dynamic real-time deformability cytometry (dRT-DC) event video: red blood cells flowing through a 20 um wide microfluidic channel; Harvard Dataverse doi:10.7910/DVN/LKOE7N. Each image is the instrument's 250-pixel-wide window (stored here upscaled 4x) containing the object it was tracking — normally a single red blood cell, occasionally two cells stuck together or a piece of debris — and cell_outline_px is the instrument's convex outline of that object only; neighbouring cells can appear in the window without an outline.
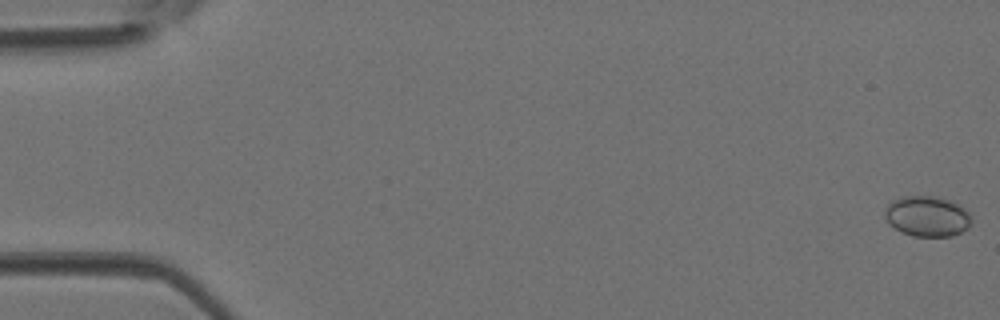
{"species": "Egyptian fruit bat (a non-hibernating species)", "species_latin": "Rousettus aegyptiacus", "temperature_condition": "room temperature", "stored_images_in_passage": 44, "camera_frame_rate_fps": 3000, "um_per_image_px": 0.085, "animal": {"sex": "female"}, "frame": {"image": 1, "passage_image": 1, "time_ms": 0.0, "image_size_px": [1000, 320], "cell_outline_px": [[972, 220], [968, 228], [952, 236], [912, 236], [900, 232], [888, 224], [884, 216], [884, 208], [892, 200], [900, 196], [936, 196], [952, 200], [964, 208], [972, 216]], "centroid_in_image_um": [78.79, 18.37], "position_along_channel_um": 6.2, "area_um2": 20.87}}
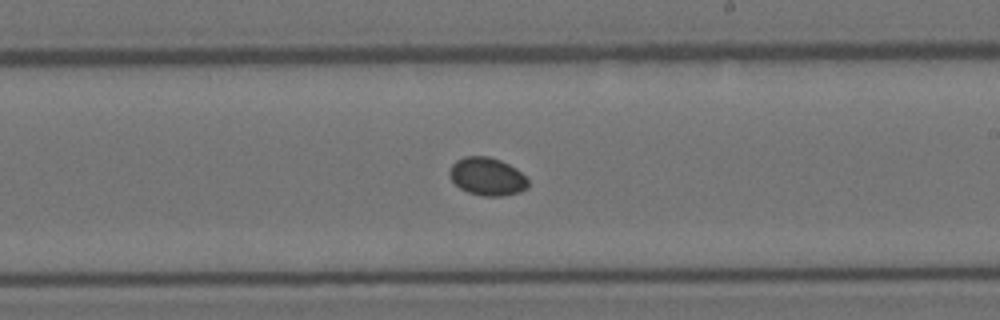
{"frame": {"image": 2, "passage_image": 26, "time_ms": 8.333, "image_size_px": [1000, 320], "cell_outline_px": [[528, 188], [520, 192], [500, 196], [484, 196], [468, 192], [460, 188], [452, 180], [448, 172], [452, 164], [456, 160], [464, 156], [488, 156], [500, 160], [516, 168], [528, 180]], "centroid_in_image_um": [41.4, 15.0], "position_along_channel_um": 247.6, "area_um2": 17.34}}
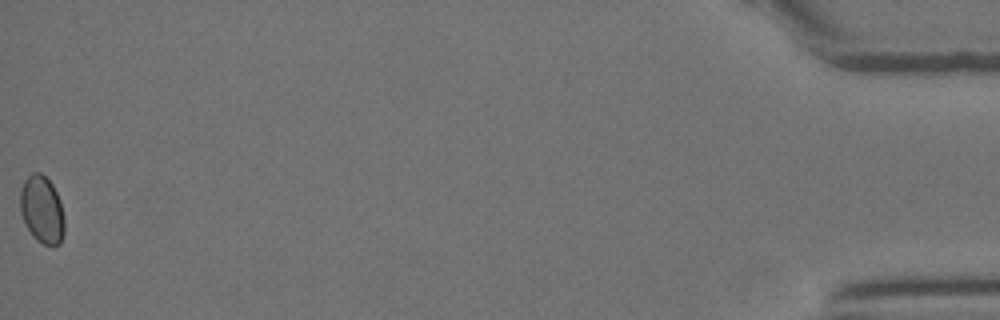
{"frame": {"image": 3, "passage_image": 44, "time_ms": 14.333, "image_size_px": [1000, 320], "cell_outline_px": [[64, 232], [60, 244], [52, 248], [36, 240], [32, 236], [24, 224], [20, 212], [20, 188], [24, 180], [32, 172], [40, 172], [52, 184], [60, 200], [64, 220]], "centroid_in_image_um": [3.55, 17.85], "position_along_channel_um": 431.6, "area_um2": 17.74}}